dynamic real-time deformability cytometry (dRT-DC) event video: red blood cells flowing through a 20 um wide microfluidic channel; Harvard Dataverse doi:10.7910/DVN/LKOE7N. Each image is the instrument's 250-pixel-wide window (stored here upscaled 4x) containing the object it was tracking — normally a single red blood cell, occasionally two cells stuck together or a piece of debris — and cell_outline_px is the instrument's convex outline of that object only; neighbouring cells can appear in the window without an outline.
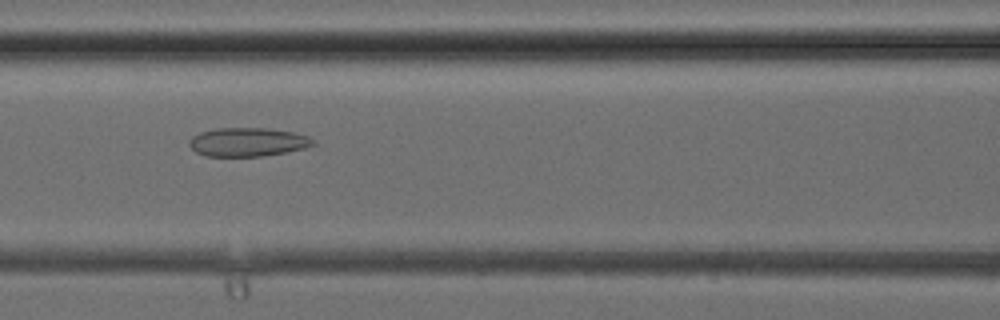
{"species": "common noctule bat (a hibernating species)", "species_latin": "Nyctalus noctula", "temperature_condition": "cold", "stored_images_in_passage": 38, "camera_frame_rate_fps": 3000, "um_per_image_px": 0.085, "animal": {"sex": "female", "body_mass_g": 24.6, "forearm_length_mm": 56.2}, "frame": {"image": 1, "passage_image": 17, "time_ms": 5.333, "image_size_px": [1000, 320], "cell_outline_px": [[316, 144], [304, 148], [264, 156], [204, 156], [196, 152], [188, 144], [188, 140], [192, 136], [200, 132], [216, 128], [268, 128], [292, 132], [308, 136], [316, 140]], "centroid_in_image_um": [21.04, 12.07], "position_along_channel_um": 145.6, "area_um2": 20.81}}
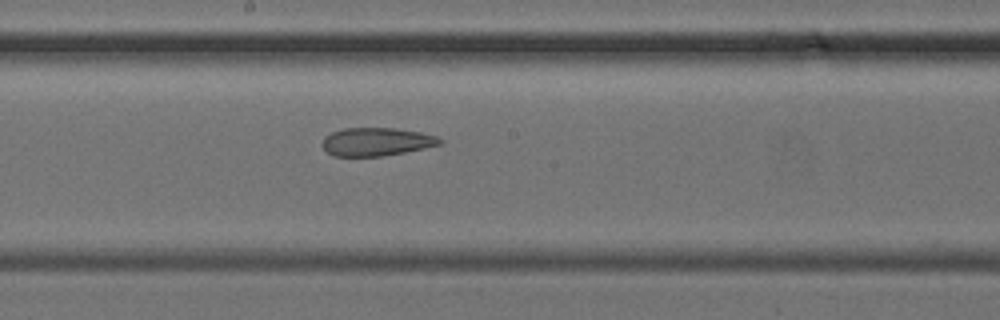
{"frame": {"image": 2, "passage_image": 21, "time_ms": 6.667, "image_size_px": [1000, 320], "cell_outline_px": [[444, 144], [404, 152], [380, 156], [332, 156], [320, 144], [324, 136], [332, 132], [344, 128], [396, 128], [420, 132], [440, 136], [444, 140]], "centroid_in_image_um": [32.03, 12.04], "position_along_channel_um": 216.2, "area_um2": 19.54}}
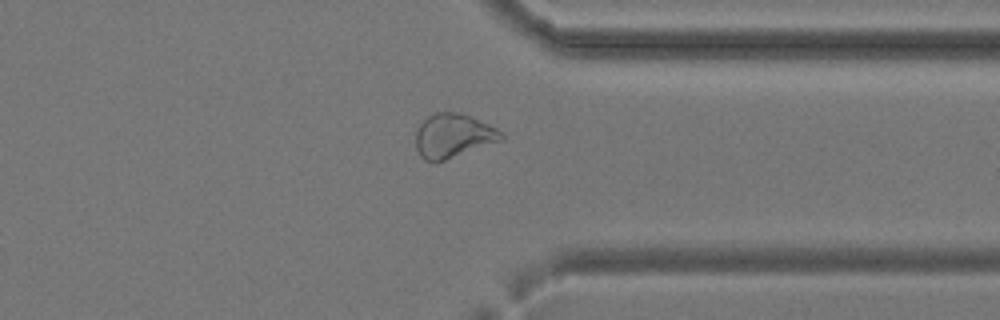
{"frame": {"image": 3, "passage_image": 30, "time_ms": 9.667, "image_size_px": [1000, 320], "cell_outline_px": [[504, 140], [436, 164], [432, 164], [424, 160], [420, 156], [416, 148], [416, 132], [420, 124], [428, 116], [436, 112], [460, 112], [488, 124], [504, 132]], "centroid_in_image_um": [38.53, 11.58], "position_along_channel_um": 372.9, "area_um2": 22.43}}